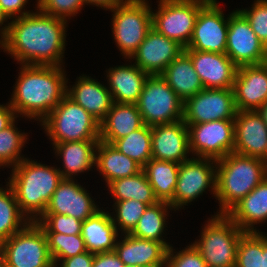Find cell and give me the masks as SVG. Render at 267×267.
I'll return each mask as SVG.
<instances>
[{
    "mask_svg": "<svg viewBox=\"0 0 267 267\" xmlns=\"http://www.w3.org/2000/svg\"><path fill=\"white\" fill-rule=\"evenodd\" d=\"M166 267H207V265L195 246L189 244L179 252H174L171 246L166 255Z\"/></svg>",
    "mask_w": 267,
    "mask_h": 267,
    "instance_id": "43",
    "label": "cell"
},
{
    "mask_svg": "<svg viewBox=\"0 0 267 267\" xmlns=\"http://www.w3.org/2000/svg\"><path fill=\"white\" fill-rule=\"evenodd\" d=\"M263 235V267H267V236Z\"/></svg>",
    "mask_w": 267,
    "mask_h": 267,
    "instance_id": "49",
    "label": "cell"
},
{
    "mask_svg": "<svg viewBox=\"0 0 267 267\" xmlns=\"http://www.w3.org/2000/svg\"><path fill=\"white\" fill-rule=\"evenodd\" d=\"M236 113L232 88H204L187 98L183 105V120L187 126L217 120H234Z\"/></svg>",
    "mask_w": 267,
    "mask_h": 267,
    "instance_id": "13",
    "label": "cell"
},
{
    "mask_svg": "<svg viewBox=\"0 0 267 267\" xmlns=\"http://www.w3.org/2000/svg\"><path fill=\"white\" fill-rule=\"evenodd\" d=\"M107 186L116 201L133 199L148 206L158 202L153 188L142 170L133 176L116 179Z\"/></svg>",
    "mask_w": 267,
    "mask_h": 267,
    "instance_id": "32",
    "label": "cell"
},
{
    "mask_svg": "<svg viewBox=\"0 0 267 267\" xmlns=\"http://www.w3.org/2000/svg\"><path fill=\"white\" fill-rule=\"evenodd\" d=\"M2 245L6 267H55L46 233L37 222L30 221Z\"/></svg>",
    "mask_w": 267,
    "mask_h": 267,
    "instance_id": "9",
    "label": "cell"
},
{
    "mask_svg": "<svg viewBox=\"0 0 267 267\" xmlns=\"http://www.w3.org/2000/svg\"><path fill=\"white\" fill-rule=\"evenodd\" d=\"M36 10L2 27L1 49L21 65L61 66L68 20Z\"/></svg>",
    "mask_w": 267,
    "mask_h": 267,
    "instance_id": "1",
    "label": "cell"
},
{
    "mask_svg": "<svg viewBox=\"0 0 267 267\" xmlns=\"http://www.w3.org/2000/svg\"><path fill=\"white\" fill-rule=\"evenodd\" d=\"M151 139L152 127L144 124L127 136L117 139L113 145L143 167L152 159Z\"/></svg>",
    "mask_w": 267,
    "mask_h": 267,
    "instance_id": "35",
    "label": "cell"
},
{
    "mask_svg": "<svg viewBox=\"0 0 267 267\" xmlns=\"http://www.w3.org/2000/svg\"><path fill=\"white\" fill-rule=\"evenodd\" d=\"M125 267H145V266H133V265H127Z\"/></svg>",
    "mask_w": 267,
    "mask_h": 267,
    "instance_id": "55",
    "label": "cell"
},
{
    "mask_svg": "<svg viewBox=\"0 0 267 267\" xmlns=\"http://www.w3.org/2000/svg\"><path fill=\"white\" fill-rule=\"evenodd\" d=\"M209 187L215 195L216 160L192 157L179 166L173 200L169 204L174 210H178L202 195Z\"/></svg>",
    "mask_w": 267,
    "mask_h": 267,
    "instance_id": "11",
    "label": "cell"
},
{
    "mask_svg": "<svg viewBox=\"0 0 267 267\" xmlns=\"http://www.w3.org/2000/svg\"><path fill=\"white\" fill-rule=\"evenodd\" d=\"M0 267H6L5 265V253L3 249V245L0 242Z\"/></svg>",
    "mask_w": 267,
    "mask_h": 267,
    "instance_id": "51",
    "label": "cell"
},
{
    "mask_svg": "<svg viewBox=\"0 0 267 267\" xmlns=\"http://www.w3.org/2000/svg\"><path fill=\"white\" fill-rule=\"evenodd\" d=\"M168 209L172 210L173 207L163 201L149 205L129 234L137 238L162 242L169 249L171 245H168L162 237V233L164 234L163 231L167 224L165 222H167L166 216L168 215Z\"/></svg>",
    "mask_w": 267,
    "mask_h": 267,
    "instance_id": "33",
    "label": "cell"
},
{
    "mask_svg": "<svg viewBox=\"0 0 267 267\" xmlns=\"http://www.w3.org/2000/svg\"><path fill=\"white\" fill-rule=\"evenodd\" d=\"M14 121L7 128L0 130V167L1 166H17L24 156L21 157V149L26 142L27 136L25 133L18 131Z\"/></svg>",
    "mask_w": 267,
    "mask_h": 267,
    "instance_id": "36",
    "label": "cell"
},
{
    "mask_svg": "<svg viewBox=\"0 0 267 267\" xmlns=\"http://www.w3.org/2000/svg\"><path fill=\"white\" fill-rule=\"evenodd\" d=\"M210 0H160L152 28L187 48L199 11Z\"/></svg>",
    "mask_w": 267,
    "mask_h": 267,
    "instance_id": "10",
    "label": "cell"
},
{
    "mask_svg": "<svg viewBox=\"0 0 267 267\" xmlns=\"http://www.w3.org/2000/svg\"><path fill=\"white\" fill-rule=\"evenodd\" d=\"M16 116L15 110L10 106V103L6 106L0 105V130H3L10 126L15 119Z\"/></svg>",
    "mask_w": 267,
    "mask_h": 267,
    "instance_id": "47",
    "label": "cell"
},
{
    "mask_svg": "<svg viewBox=\"0 0 267 267\" xmlns=\"http://www.w3.org/2000/svg\"><path fill=\"white\" fill-rule=\"evenodd\" d=\"M95 166L103 175L107 185L119 178L133 176L142 170V167L121 153L113 144L98 141L95 151Z\"/></svg>",
    "mask_w": 267,
    "mask_h": 267,
    "instance_id": "29",
    "label": "cell"
},
{
    "mask_svg": "<svg viewBox=\"0 0 267 267\" xmlns=\"http://www.w3.org/2000/svg\"><path fill=\"white\" fill-rule=\"evenodd\" d=\"M263 232H245L238 243L236 267H263Z\"/></svg>",
    "mask_w": 267,
    "mask_h": 267,
    "instance_id": "37",
    "label": "cell"
},
{
    "mask_svg": "<svg viewBox=\"0 0 267 267\" xmlns=\"http://www.w3.org/2000/svg\"><path fill=\"white\" fill-rule=\"evenodd\" d=\"M146 0H128L110 9L115 44L130 59L152 29V10Z\"/></svg>",
    "mask_w": 267,
    "mask_h": 267,
    "instance_id": "7",
    "label": "cell"
},
{
    "mask_svg": "<svg viewBox=\"0 0 267 267\" xmlns=\"http://www.w3.org/2000/svg\"><path fill=\"white\" fill-rule=\"evenodd\" d=\"M190 56L194 69L207 89L233 88L238 66L225 53L184 49Z\"/></svg>",
    "mask_w": 267,
    "mask_h": 267,
    "instance_id": "19",
    "label": "cell"
},
{
    "mask_svg": "<svg viewBox=\"0 0 267 267\" xmlns=\"http://www.w3.org/2000/svg\"><path fill=\"white\" fill-rule=\"evenodd\" d=\"M238 67L265 62L266 47L239 9L229 16L225 53Z\"/></svg>",
    "mask_w": 267,
    "mask_h": 267,
    "instance_id": "14",
    "label": "cell"
},
{
    "mask_svg": "<svg viewBox=\"0 0 267 267\" xmlns=\"http://www.w3.org/2000/svg\"><path fill=\"white\" fill-rule=\"evenodd\" d=\"M36 222L45 233L74 235L81 234L83 221L68 215L43 214Z\"/></svg>",
    "mask_w": 267,
    "mask_h": 267,
    "instance_id": "40",
    "label": "cell"
},
{
    "mask_svg": "<svg viewBox=\"0 0 267 267\" xmlns=\"http://www.w3.org/2000/svg\"><path fill=\"white\" fill-rule=\"evenodd\" d=\"M81 235L86 250L93 254L114 251L118 240V230L112 216L103 210L82 222Z\"/></svg>",
    "mask_w": 267,
    "mask_h": 267,
    "instance_id": "27",
    "label": "cell"
},
{
    "mask_svg": "<svg viewBox=\"0 0 267 267\" xmlns=\"http://www.w3.org/2000/svg\"><path fill=\"white\" fill-rule=\"evenodd\" d=\"M232 89L237 111L258 110L267 101V65L239 66Z\"/></svg>",
    "mask_w": 267,
    "mask_h": 267,
    "instance_id": "18",
    "label": "cell"
},
{
    "mask_svg": "<svg viewBox=\"0 0 267 267\" xmlns=\"http://www.w3.org/2000/svg\"><path fill=\"white\" fill-rule=\"evenodd\" d=\"M161 76L182 101L204 89L193 62L185 51L166 67Z\"/></svg>",
    "mask_w": 267,
    "mask_h": 267,
    "instance_id": "28",
    "label": "cell"
},
{
    "mask_svg": "<svg viewBox=\"0 0 267 267\" xmlns=\"http://www.w3.org/2000/svg\"><path fill=\"white\" fill-rule=\"evenodd\" d=\"M144 125L136 104L113 102L100 123V140L113 144Z\"/></svg>",
    "mask_w": 267,
    "mask_h": 267,
    "instance_id": "25",
    "label": "cell"
},
{
    "mask_svg": "<svg viewBox=\"0 0 267 267\" xmlns=\"http://www.w3.org/2000/svg\"><path fill=\"white\" fill-rule=\"evenodd\" d=\"M27 1L28 0H0V7L10 20L11 18L14 19L31 13L29 11L22 12V9L25 7Z\"/></svg>",
    "mask_w": 267,
    "mask_h": 267,
    "instance_id": "44",
    "label": "cell"
},
{
    "mask_svg": "<svg viewBox=\"0 0 267 267\" xmlns=\"http://www.w3.org/2000/svg\"><path fill=\"white\" fill-rule=\"evenodd\" d=\"M92 267H125L115 251L94 254Z\"/></svg>",
    "mask_w": 267,
    "mask_h": 267,
    "instance_id": "46",
    "label": "cell"
},
{
    "mask_svg": "<svg viewBox=\"0 0 267 267\" xmlns=\"http://www.w3.org/2000/svg\"><path fill=\"white\" fill-rule=\"evenodd\" d=\"M244 232L267 220V177L226 214Z\"/></svg>",
    "mask_w": 267,
    "mask_h": 267,
    "instance_id": "26",
    "label": "cell"
},
{
    "mask_svg": "<svg viewBox=\"0 0 267 267\" xmlns=\"http://www.w3.org/2000/svg\"><path fill=\"white\" fill-rule=\"evenodd\" d=\"M94 259V254L86 251L84 253L78 254L76 256L59 259L56 261V267H58V262L61 267H92ZM62 264V265H61Z\"/></svg>",
    "mask_w": 267,
    "mask_h": 267,
    "instance_id": "45",
    "label": "cell"
},
{
    "mask_svg": "<svg viewBox=\"0 0 267 267\" xmlns=\"http://www.w3.org/2000/svg\"><path fill=\"white\" fill-rule=\"evenodd\" d=\"M264 63L267 65V46H266V57H265V62Z\"/></svg>",
    "mask_w": 267,
    "mask_h": 267,
    "instance_id": "54",
    "label": "cell"
},
{
    "mask_svg": "<svg viewBox=\"0 0 267 267\" xmlns=\"http://www.w3.org/2000/svg\"><path fill=\"white\" fill-rule=\"evenodd\" d=\"M114 251L125 266L166 267L168 248L162 242L125 234Z\"/></svg>",
    "mask_w": 267,
    "mask_h": 267,
    "instance_id": "22",
    "label": "cell"
},
{
    "mask_svg": "<svg viewBox=\"0 0 267 267\" xmlns=\"http://www.w3.org/2000/svg\"><path fill=\"white\" fill-rule=\"evenodd\" d=\"M213 217V218H212ZM193 245L207 267H232L236 264L237 246L245 233L226 214L213 215Z\"/></svg>",
    "mask_w": 267,
    "mask_h": 267,
    "instance_id": "6",
    "label": "cell"
},
{
    "mask_svg": "<svg viewBox=\"0 0 267 267\" xmlns=\"http://www.w3.org/2000/svg\"><path fill=\"white\" fill-rule=\"evenodd\" d=\"M128 0H85V4H91V5H96L100 6L101 8L104 7V9H112L117 5L123 4Z\"/></svg>",
    "mask_w": 267,
    "mask_h": 267,
    "instance_id": "48",
    "label": "cell"
},
{
    "mask_svg": "<svg viewBox=\"0 0 267 267\" xmlns=\"http://www.w3.org/2000/svg\"><path fill=\"white\" fill-rule=\"evenodd\" d=\"M99 140H82L54 144L57 156H62L63 170L60 168L62 178L72 179V175L90 170L95 166V151Z\"/></svg>",
    "mask_w": 267,
    "mask_h": 267,
    "instance_id": "30",
    "label": "cell"
},
{
    "mask_svg": "<svg viewBox=\"0 0 267 267\" xmlns=\"http://www.w3.org/2000/svg\"><path fill=\"white\" fill-rule=\"evenodd\" d=\"M37 7L46 15L67 20L66 17L75 16L81 7L85 5V0H37Z\"/></svg>",
    "mask_w": 267,
    "mask_h": 267,
    "instance_id": "41",
    "label": "cell"
},
{
    "mask_svg": "<svg viewBox=\"0 0 267 267\" xmlns=\"http://www.w3.org/2000/svg\"><path fill=\"white\" fill-rule=\"evenodd\" d=\"M257 111L262 116L264 123L267 125V101Z\"/></svg>",
    "mask_w": 267,
    "mask_h": 267,
    "instance_id": "50",
    "label": "cell"
},
{
    "mask_svg": "<svg viewBox=\"0 0 267 267\" xmlns=\"http://www.w3.org/2000/svg\"><path fill=\"white\" fill-rule=\"evenodd\" d=\"M113 206L116 212V217L112 216L113 224L117 230L121 228L124 234H129L134 229L148 207L147 204L133 199L115 201Z\"/></svg>",
    "mask_w": 267,
    "mask_h": 267,
    "instance_id": "39",
    "label": "cell"
},
{
    "mask_svg": "<svg viewBox=\"0 0 267 267\" xmlns=\"http://www.w3.org/2000/svg\"><path fill=\"white\" fill-rule=\"evenodd\" d=\"M9 18L6 16V14L3 12L2 8L0 7V26L3 25L5 21H7Z\"/></svg>",
    "mask_w": 267,
    "mask_h": 267,
    "instance_id": "52",
    "label": "cell"
},
{
    "mask_svg": "<svg viewBox=\"0 0 267 267\" xmlns=\"http://www.w3.org/2000/svg\"><path fill=\"white\" fill-rule=\"evenodd\" d=\"M7 189L0 187V242L22 230L30 220L20 211L15 193L7 183ZM9 187V188H8ZM22 225V226H21Z\"/></svg>",
    "mask_w": 267,
    "mask_h": 267,
    "instance_id": "34",
    "label": "cell"
},
{
    "mask_svg": "<svg viewBox=\"0 0 267 267\" xmlns=\"http://www.w3.org/2000/svg\"><path fill=\"white\" fill-rule=\"evenodd\" d=\"M77 80L72 88L67 86L66 95L101 123L113 104L111 92L89 76L83 75Z\"/></svg>",
    "mask_w": 267,
    "mask_h": 267,
    "instance_id": "23",
    "label": "cell"
},
{
    "mask_svg": "<svg viewBox=\"0 0 267 267\" xmlns=\"http://www.w3.org/2000/svg\"><path fill=\"white\" fill-rule=\"evenodd\" d=\"M10 100L16 115L42 121L66 96L61 66L22 65Z\"/></svg>",
    "mask_w": 267,
    "mask_h": 267,
    "instance_id": "2",
    "label": "cell"
},
{
    "mask_svg": "<svg viewBox=\"0 0 267 267\" xmlns=\"http://www.w3.org/2000/svg\"><path fill=\"white\" fill-rule=\"evenodd\" d=\"M41 122L53 145L100 140V123L67 95Z\"/></svg>",
    "mask_w": 267,
    "mask_h": 267,
    "instance_id": "5",
    "label": "cell"
},
{
    "mask_svg": "<svg viewBox=\"0 0 267 267\" xmlns=\"http://www.w3.org/2000/svg\"><path fill=\"white\" fill-rule=\"evenodd\" d=\"M210 0L197 16L187 48L203 52L226 53L229 17L225 20L222 8Z\"/></svg>",
    "mask_w": 267,
    "mask_h": 267,
    "instance_id": "15",
    "label": "cell"
},
{
    "mask_svg": "<svg viewBox=\"0 0 267 267\" xmlns=\"http://www.w3.org/2000/svg\"><path fill=\"white\" fill-rule=\"evenodd\" d=\"M184 47L152 28L130 59L149 75H161L166 67L177 58Z\"/></svg>",
    "mask_w": 267,
    "mask_h": 267,
    "instance_id": "16",
    "label": "cell"
},
{
    "mask_svg": "<svg viewBox=\"0 0 267 267\" xmlns=\"http://www.w3.org/2000/svg\"><path fill=\"white\" fill-rule=\"evenodd\" d=\"M149 74L135 64L108 69L107 77L113 102L136 104Z\"/></svg>",
    "mask_w": 267,
    "mask_h": 267,
    "instance_id": "24",
    "label": "cell"
},
{
    "mask_svg": "<svg viewBox=\"0 0 267 267\" xmlns=\"http://www.w3.org/2000/svg\"><path fill=\"white\" fill-rule=\"evenodd\" d=\"M62 179L59 169L25 158L12 168L7 183L15 193L20 211L36 222L44 214Z\"/></svg>",
    "mask_w": 267,
    "mask_h": 267,
    "instance_id": "3",
    "label": "cell"
},
{
    "mask_svg": "<svg viewBox=\"0 0 267 267\" xmlns=\"http://www.w3.org/2000/svg\"><path fill=\"white\" fill-rule=\"evenodd\" d=\"M266 177L260 158L231 152L217 160L215 197L221 205L217 214H227Z\"/></svg>",
    "mask_w": 267,
    "mask_h": 267,
    "instance_id": "4",
    "label": "cell"
},
{
    "mask_svg": "<svg viewBox=\"0 0 267 267\" xmlns=\"http://www.w3.org/2000/svg\"><path fill=\"white\" fill-rule=\"evenodd\" d=\"M99 210L84 187L73 178H63L52 194L44 214L68 215L85 221Z\"/></svg>",
    "mask_w": 267,
    "mask_h": 267,
    "instance_id": "17",
    "label": "cell"
},
{
    "mask_svg": "<svg viewBox=\"0 0 267 267\" xmlns=\"http://www.w3.org/2000/svg\"><path fill=\"white\" fill-rule=\"evenodd\" d=\"M147 126L183 120L182 101L161 75H149L136 103Z\"/></svg>",
    "mask_w": 267,
    "mask_h": 267,
    "instance_id": "8",
    "label": "cell"
},
{
    "mask_svg": "<svg viewBox=\"0 0 267 267\" xmlns=\"http://www.w3.org/2000/svg\"><path fill=\"white\" fill-rule=\"evenodd\" d=\"M248 20L259 40L267 46V0H255L251 10H239Z\"/></svg>",
    "mask_w": 267,
    "mask_h": 267,
    "instance_id": "42",
    "label": "cell"
},
{
    "mask_svg": "<svg viewBox=\"0 0 267 267\" xmlns=\"http://www.w3.org/2000/svg\"><path fill=\"white\" fill-rule=\"evenodd\" d=\"M190 152L198 158L219 160L234 151V120H217L191 124Z\"/></svg>",
    "mask_w": 267,
    "mask_h": 267,
    "instance_id": "12",
    "label": "cell"
},
{
    "mask_svg": "<svg viewBox=\"0 0 267 267\" xmlns=\"http://www.w3.org/2000/svg\"><path fill=\"white\" fill-rule=\"evenodd\" d=\"M46 236L55 267L57 260L67 259L87 251L81 234L46 233Z\"/></svg>",
    "mask_w": 267,
    "mask_h": 267,
    "instance_id": "38",
    "label": "cell"
},
{
    "mask_svg": "<svg viewBox=\"0 0 267 267\" xmlns=\"http://www.w3.org/2000/svg\"><path fill=\"white\" fill-rule=\"evenodd\" d=\"M179 166V163L152 158L142 167L158 201L173 200Z\"/></svg>",
    "mask_w": 267,
    "mask_h": 267,
    "instance_id": "31",
    "label": "cell"
},
{
    "mask_svg": "<svg viewBox=\"0 0 267 267\" xmlns=\"http://www.w3.org/2000/svg\"><path fill=\"white\" fill-rule=\"evenodd\" d=\"M267 148V125L257 110L237 111L234 119V153L262 158Z\"/></svg>",
    "mask_w": 267,
    "mask_h": 267,
    "instance_id": "21",
    "label": "cell"
},
{
    "mask_svg": "<svg viewBox=\"0 0 267 267\" xmlns=\"http://www.w3.org/2000/svg\"><path fill=\"white\" fill-rule=\"evenodd\" d=\"M152 158L181 164L189 160V131L184 120L152 126Z\"/></svg>",
    "mask_w": 267,
    "mask_h": 267,
    "instance_id": "20",
    "label": "cell"
},
{
    "mask_svg": "<svg viewBox=\"0 0 267 267\" xmlns=\"http://www.w3.org/2000/svg\"><path fill=\"white\" fill-rule=\"evenodd\" d=\"M261 161L265 165V167L267 168V148H266L264 155L261 158Z\"/></svg>",
    "mask_w": 267,
    "mask_h": 267,
    "instance_id": "53",
    "label": "cell"
}]
</instances>
